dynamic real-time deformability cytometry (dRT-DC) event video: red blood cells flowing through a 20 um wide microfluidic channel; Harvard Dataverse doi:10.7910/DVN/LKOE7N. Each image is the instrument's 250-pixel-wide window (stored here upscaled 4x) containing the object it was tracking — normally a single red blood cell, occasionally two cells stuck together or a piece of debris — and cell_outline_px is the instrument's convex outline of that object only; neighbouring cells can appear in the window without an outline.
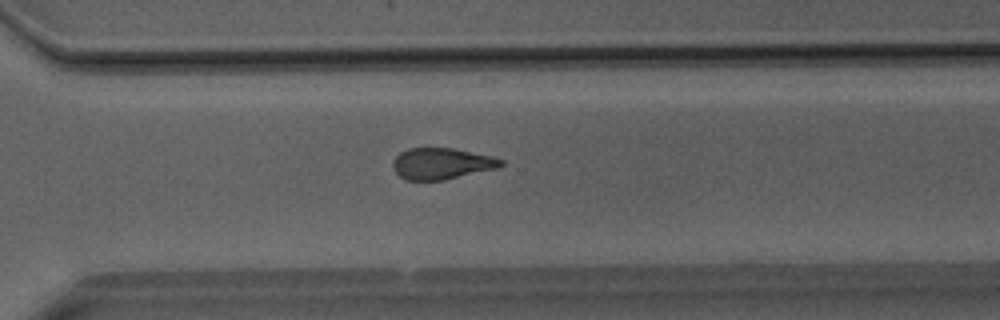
{"species": "Egyptian fruit bat (a non-hibernating species)", "species_latin": "Rousettus aegyptiacus", "temperature_condition": "room temperature", "stored_images_in_passage": 25, "camera_frame_rate_fps": 3000, "um_per_image_px": 0.085, "animal": {"sex": "male"}, "frame": {"image": 1, "passage_image": 18, "time_ms": 5.667, "image_size_px": [1000, 320], "cell_outline_px": [[504, 164], [496, 168], [444, 180], [408, 180], [400, 176], [392, 168], [392, 160], [400, 152], [408, 148], [452, 148], [492, 156], [504, 160]], "centroid_in_image_um": [37.51, 13.9], "position_along_channel_um": 333.1, "area_um2": 19.65}}
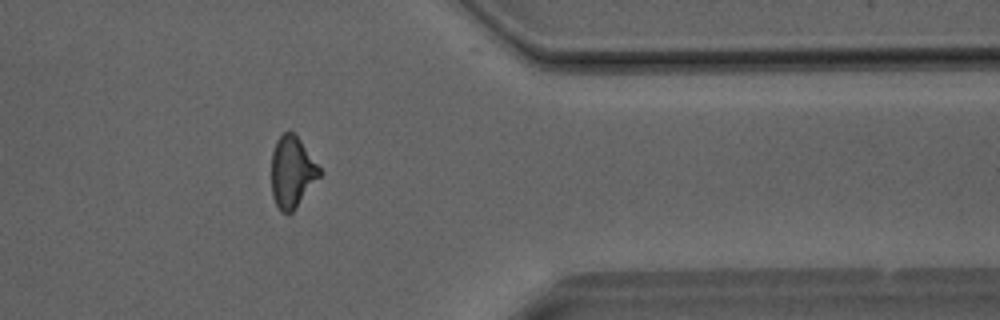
{"frame": {"image": 2, "passage_image": 22, "time_ms": 7.0, "image_size_px": [1000, 320], "cell_outline_px": [[324, 172], [292, 212], [280, 212], [272, 196], [272, 152], [276, 140], [288, 128], [300, 140]], "centroid_in_image_um": [24.84, 14.6], "position_along_channel_um": 386.6, "area_um2": 20.06}}